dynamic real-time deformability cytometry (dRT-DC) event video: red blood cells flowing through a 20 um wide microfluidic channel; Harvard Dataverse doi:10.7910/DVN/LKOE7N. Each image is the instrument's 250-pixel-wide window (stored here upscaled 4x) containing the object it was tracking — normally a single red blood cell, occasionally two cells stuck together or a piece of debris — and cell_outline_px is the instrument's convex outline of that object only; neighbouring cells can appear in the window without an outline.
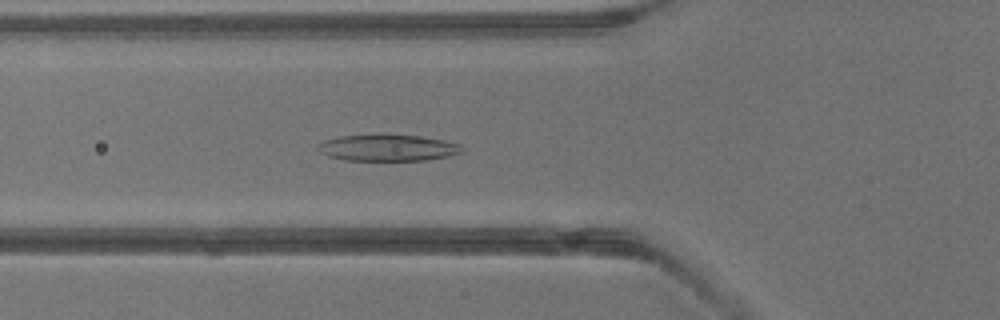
{"species": "common noctule bat (a hibernating species)", "species_latin": "Nyctalus noctula", "temperature_condition": "warm", "stored_images_in_passage": 32, "camera_frame_rate_fps": 3000, "um_per_image_px": 0.085, "animal": {"sex": "male", "body_mass_g": 13.3}, "frame": {"image": 1, "passage_image": 10, "time_ms": 3.0, "image_size_px": [1000, 320], "cell_outline_px": [[464, 148], [460, 152], [448, 156], [424, 160], [344, 160], [328, 156], [320, 152], [316, 148], [324, 140], [340, 136], [380, 132], [420, 136], [444, 140], [460, 144]], "centroid_in_image_um": [32.93, 12.52], "position_along_channel_um": 92.9, "area_um2": 22.77}}
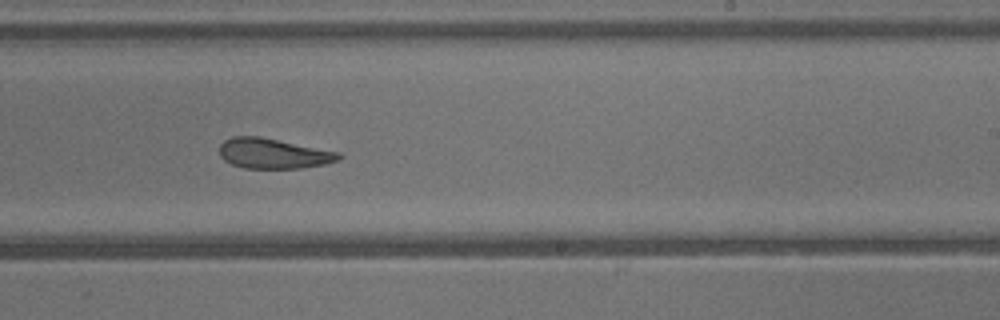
{"frame": {"image": 2, "passage_image": 20, "time_ms": 6.333, "image_size_px": [1000, 320], "cell_outline_px": [[344, 156], [340, 160], [324, 164], [304, 168], [244, 168], [232, 164], [224, 160], [220, 156], [220, 144], [224, 140], [232, 136], [260, 136], [340, 152]], "centroid_in_image_um": [23.26, 13.04], "position_along_channel_um": 265.7, "area_um2": 21.15}}
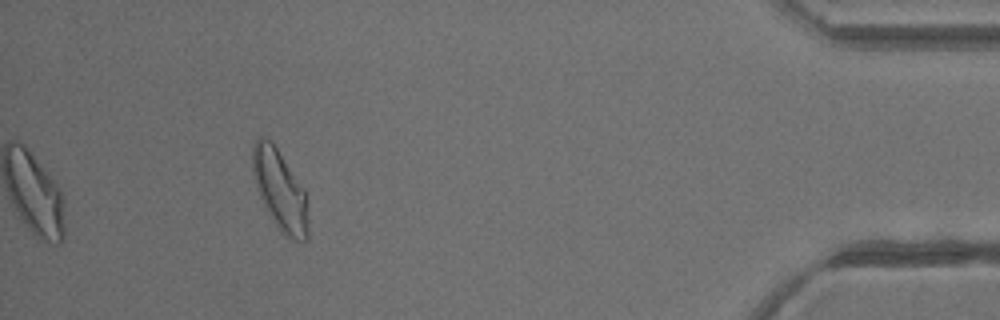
{"frame": {"image": 3, "passage_image": 32, "time_ms": 10.333, "image_size_px": [1000, 320], "cell_outline_px": [[308, 240], [292, 240], [284, 236], [276, 228], [260, 196], [252, 172], [252, 144], [260, 136], [264, 136], [276, 148], [304, 188], [308, 220]], "centroid_in_image_um": [23.79, 16.2], "position_along_channel_um": 411.4, "area_um2": 25.84}}